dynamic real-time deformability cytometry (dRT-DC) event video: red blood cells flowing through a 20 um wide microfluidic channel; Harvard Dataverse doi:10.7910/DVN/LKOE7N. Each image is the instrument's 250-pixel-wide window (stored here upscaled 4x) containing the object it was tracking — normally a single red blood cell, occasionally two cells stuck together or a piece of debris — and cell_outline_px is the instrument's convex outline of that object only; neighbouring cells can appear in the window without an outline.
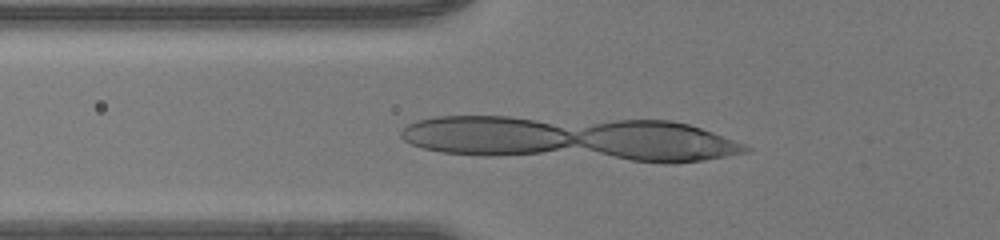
{"species": "human", "species_latin": "Homo sapiens", "temperature_condition": "room temperature", "stored_images_in_passage": 4, "camera_frame_rate_fps": 3000, "um_per_image_px": 0.085, "donor": {"sex": "male"}, "frame": {"image": 1, "passage_image": 1, "time_ms": 0.0, "image_size_px": [1000, 240], "cell_outline_px": [[564, 144], [548, 148], [528, 152], [460, 152], [492, 120], [524, 120], [544, 124], [556, 128], [564, 132]], "centroid_in_image_um": [43.79, 11.67], "position_along_channel_um": 82.0, "area_um2": 17.98}}